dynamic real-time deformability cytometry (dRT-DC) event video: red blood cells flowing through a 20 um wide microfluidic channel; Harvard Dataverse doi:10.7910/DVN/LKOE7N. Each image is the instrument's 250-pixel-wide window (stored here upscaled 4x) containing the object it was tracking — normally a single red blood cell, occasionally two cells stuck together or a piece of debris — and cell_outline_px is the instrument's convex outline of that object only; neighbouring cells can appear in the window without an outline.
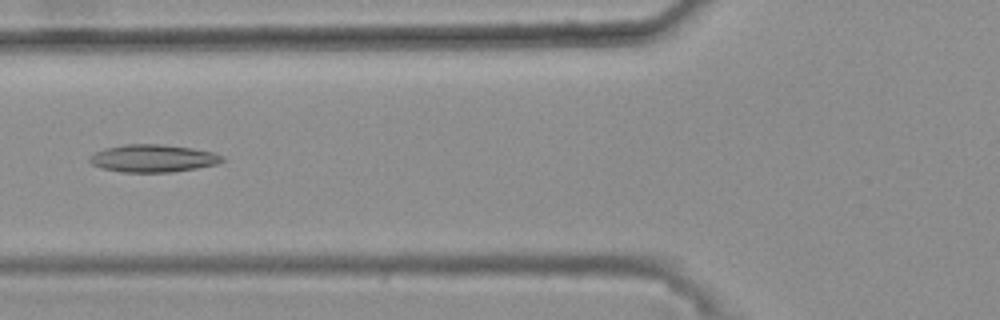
{"species": "common noctule bat (a hibernating species)", "species_latin": "Nyctalus noctula", "temperature_condition": "warm", "stored_images_in_passage": 48, "camera_frame_rate_fps": 3000, "um_per_image_px": 0.085, "animal": {"sex": "female", "body_mass_g": 25.1}, "frame": {"image": 1, "passage_image": 21, "time_ms": 6.667, "image_size_px": [1000, 320], "cell_outline_px": [[224, 160], [216, 164], [196, 168], [172, 172], [120, 172], [100, 168], [92, 164], [88, 160], [88, 156], [92, 152], [104, 148], [124, 144], [160, 144], [192, 148], [212, 152], [224, 156]], "centroid_in_image_um": [12.94, 13.45], "position_along_channel_um": 112.9, "area_um2": 21.5}}
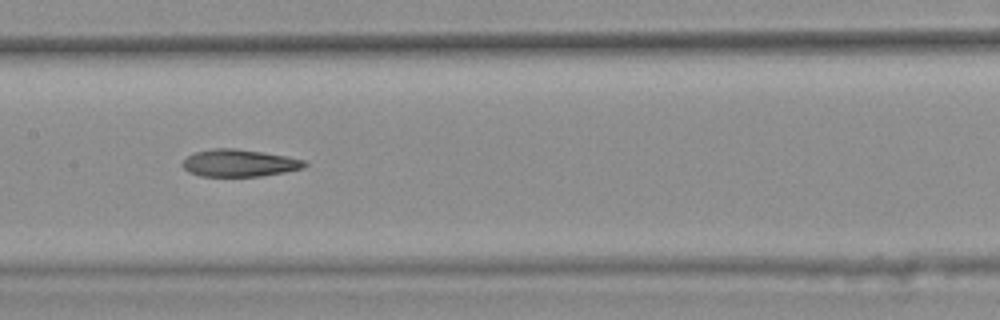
{"frame": {"image": 2, "passage_image": 27, "time_ms": 8.667, "image_size_px": [1000, 320], "cell_outline_px": [[308, 164], [304, 168], [284, 172], [260, 176], [200, 176], [188, 172], [180, 164], [188, 156], [196, 152], [212, 148], [236, 148], [264, 152], [288, 156], [304, 160]], "centroid_in_image_um": [20.34, 13.85], "position_along_channel_um": 187.1, "area_um2": 19.48}}
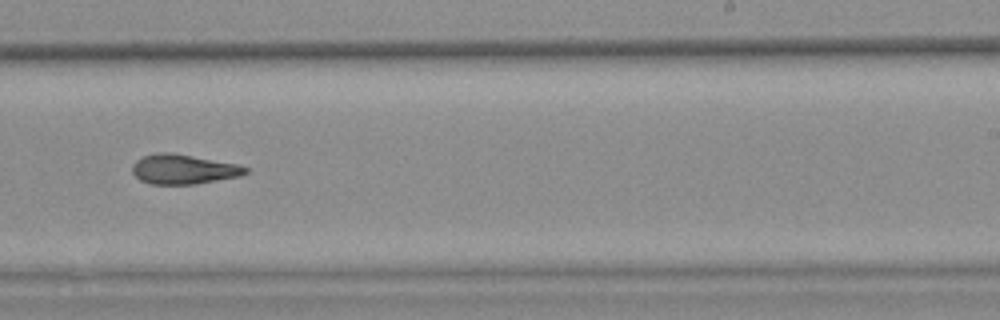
{"frame": {"image": 3, "passage_image": 34, "time_ms": 11.0, "image_size_px": [1000, 320], "cell_outline_px": [[248, 172], [240, 176], [196, 184], [152, 184], [140, 180], [132, 172], [132, 164], [136, 160], [144, 156], [156, 152], [172, 152], [236, 164], [248, 168]], "centroid_in_image_um": [15.57, 14.38], "position_along_channel_um": 273.4, "area_um2": 19.54}, "authors_computed_cell_mechanics": {"area_um2": 20.0566, "velocity_mm_per_s": 3.7123, "shape_relaxation_time_tau1_ms": null, "shape_relaxation_time_tau2_ms": 6.7124, "deformation_change_tau1": null, "deformation_change_tau2": 0.1726}}